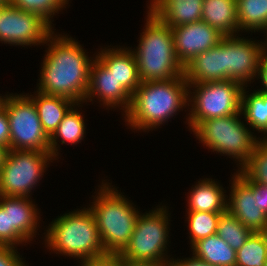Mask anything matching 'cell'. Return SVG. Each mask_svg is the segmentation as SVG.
Returning <instances> with one entry per match:
<instances>
[{
	"instance_id": "obj_1",
	"label": "cell",
	"mask_w": 267,
	"mask_h": 266,
	"mask_svg": "<svg viewBox=\"0 0 267 266\" xmlns=\"http://www.w3.org/2000/svg\"><path fill=\"white\" fill-rule=\"evenodd\" d=\"M53 34L54 31L45 42H49V47L44 55L37 91L65 97L81 104L88 90L90 68L94 59L88 58L74 38Z\"/></svg>"
},
{
	"instance_id": "obj_2",
	"label": "cell",
	"mask_w": 267,
	"mask_h": 266,
	"mask_svg": "<svg viewBox=\"0 0 267 266\" xmlns=\"http://www.w3.org/2000/svg\"><path fill=\"white\" fill-rule=\"evenodd\" d=\"M188 82L184 75L166 80L141 82L132 94L125 120L133 129H153L165 123L188 104Z\"/></svg>"
},
{
	"instance_id": "obj_3",
	"label": "cell",
	"mask_w": 267,
	"mask_h": 266,
	"mask_svg": "<svg viewBox=\"0 0 267 266\" xmlns=\"http://www.w3.org/2000/svg\"><path fill=\"white\" fill-rule=\"evenodd\" d=\"M147 14L143 35L137 50H133L141 81H166L184 75L175 53L172 28L151 10Z\"/></svg>"
},
{
	"instance_id": "obj_4",
	"label": "cell",
	"mask_w": 267,
	"mask_h": 266,
	"mask_svg": "<svg viewBox=\"0 0 267 266\" xmlns=\"http://www.w3.org/2000/svg\"><path fill=\"white\" fill-rule=\"evenodd\" d=\"M46 244L54 252L85 262L107 256L92 212L87 208L69 212L51 222Z\"/></svg>"
},
{
	"instance_id": "obj_5",
	"label": "cell",
	"mask_w": 267,
	"mask_h": 266,
	"mask_svg": "<svg viewBox=\"0 0 267 266\" xmlns=\"http://www.w3.org/2000/svg\"><path fill=\"white\" fill-rule=\"evenodd\" d=\"M100 188L89 210L95 218L105 252L119 254L129 243L140 214L125 196L108 183H103Z\"/></svg>"
},
{
	"instance_id": "obj_6",
	"label": "cell",
	"mask_w": 267,
	"mask_h": 266,
	"mask_svg": "<svg viewBox=\"0 0 267 266\" xmlns=\"http://www.w3.org/2000/svg\"><path fill=\"white\" fill-rule=\"evenodd\" d=\"M191 87L196 89L193 94L188 91L192 108L187 121L192 131L204 120L241 114L242 90L246 86L238 81L188 83V90Z\"/></svg>"
},
{
	"instance_id": "obj_7",
	"label": "cell",
	"mask_w": 267,
	"mask_h": 266,
	"mask_svg": "<svg viewBox=\"0 0 267 266\" xmlns=\"http://www.w3.org/2000/svg\"><path fill=\"white\" fill-rule=\"evenodd\" d=\"M240 115L204 120L193 132L208 149L237 159L241 168L252 155L259 138L245 127Z\"/></svg>"
},
{
	"instance_id": "obj_8",
	"label": "cell",
	"mask_w": 267,
	"mask_h": 266,
	"mask_svg": "<svg viewBox=\"0 0 267 266\" xmlns=\"http://www.w3.org/2000/svg\"><path fill=\"white\" fill-rule=\"evenodd\" d=\"M167 215L166 206L165 209L162 206L149 213L140 214L129 243L119 255L125 259L169 266L171 258H165L170 224Z\"/></svg>"
},
{
	"instance_id": "obj_9",
	"label": "cell",
	"mask_w": 267,
	"mask_h": 266,
	"mask_svg": "<svg viewBox=\"0 0 267 266\" xmlns=\"http://www.w3.org/2000/svg\"><path fill=\"white\" fill-rule=\"evenodd\" d=\"M6 95L10 150L50 151V137L43 130L34 102L25 95Z\"/></svg>"
},
{
	"instance_id": "obj_10",
	"label": "cell",
	"mask_w": 267,
	"mask_h": 266,
	"mask_svg": "<svg viewBox=\"0 0 267 266\" xmlns=\"http://www.w3.org/2000/svg\"><path fill=\"white\" fill-rule=\"evenodd\" d=\"M54 159L50 151L8 150L0 171V195L29 197Z\"/></svg>"
},
{
	"instance_id": "obj_11",
	"label": "cell",
	"mask_w": 267,
	"mask_h": 266,
	"mask_svg": "<svg viewBox=\"0 0 267 266\" xmlns=\"http://www.w3.org/2000/svg\"><path fill=\"white\" fill-rule=\"evenodd\" d=\"M52 32L39 15L23 11L12 4L0 10V41L12 45H38L46 42Z\"/></svg>"
},
{
	"instance_id": "obj_12",
	"label": "cell",
	"mask_w": 267,
	"mask_h": 266,
	"mask_svg": "<svg viewBox=\"0 0 267 266\" xmlns=\"http://www.w3.org/2000/svg\"><path fill=\"white\" fill-rule=\"evenodd\" d=\"M264 44L236 37L225 36V80H234L247 86L258 76ZM246 84V85H245Z\"/></svg>"
},
{
	"instance_id": "obj_13",
	"label": "cell",
	"mask_w": 267,
	"mask_h": 266,
	"mask_svg": "<svg viewBox=\"0 0 267 266\" xmlns=\"http://www.w3.org/2000/svg\"><path fill=\"white\" fill-rule=\"evenodd\" d=\"M227 211L252 232L267 226V215L258 203V183L247 180L239 171L233 175Z\"/></svg>"
},
{
	"instance_id": "obj_14",
	"label": "cell",
	"mask_w": 267,
	"mask_h": 266,
	"mask_svg": "<svg viewBox=\"0 0 267 266\" xmlns=\"http://www.w3.org/2000/svg\"><path fill=\"white\" fill-rule=\"evenodd\" d=\"M175 53L185 67L198 54L216 46L225 36L204 21L172 28Z\"/></svg>"
},
{
	"instance_id": "obj_15",
	"label": "cell",
	"mask_w": 267,
	"mask_h": 266,
	"mask_svg": "<svg viewBox=\"0 0 267 266\" xmlns=\"http://www.w3.org/2000/svg\"><path fill=\"white\" fill-rule=\"evenodd\" d=\"M95 96H98L102 104L107 107L123 105L125 113L129 110L132 97L121 85H118L112 71L97 56L90 68L89 85L84 102L92 101L91 98Z\"/></svg>"
},
{
	"instance_id": "obj_16",
	"label": "cell",
	"mask_w": 267,
	"mask_h": 266,
	"mask_svg": "<svg viewBox=\"0 0 267 266\" xmlns=\"http://www.w3.org/2000/svg\"><path fill=\"white\" fill-rule=\"evenodd\" d=\"M184 76L188 83L225 81V37L190 61L184 67Z\"/></svg>"
},
{
	"instance_id": "obj_17",
	"label": "cell",
	"mask_w": 267,
	"mask_h": 266,
	"mask_svg": "<svg viewBox=\"0 0 267 266\" xmlns=\"http://www.w3.org/2000/svg\"><path fill=\"white\" fill-rule=\"evenodd\" d=\"M113 73L121 85L131 96L141 84L136 58L128 48H110L96 55Z\"/></svg>"
},
{
	"instance_id": "obj_18",
	"label": "cell",
	"mask_w": 267,
	"mask_h": 266,
	"mask_svg": "<svg viewBox=\"0 0 267 266\" xmlns=\"http://www.w3.org/2000/svg\"><path fill=\"white\" fill-rule=\"evenodd\" d=\"M0 205L4 209H9L10 229L25 243L33 239L38 230L36 228H38L39 212L32 199L30 200L29 197L0 195Z\"/></svg>"
},
{
	"instance_id": "obj_19",
	"label": "cell",
	"mask_w": 267,
	"mask_h": 266,
	"mask_svg": "<svg viewBox=\"0 0 267 266\" xmlns=\"http://www.w3.org/2000/svg\"><path fill=\"white\" fill-rule=\"evenodd\" d=\"M150 4L149 10L171 28L202 19L203 0H152Z\"/></svg>"
},
{
	"instance_id": "obj_20",
	"label": "cell",
	"mask_w": 267,
	"mask_h": 266,
	"mask_svg": "<svg viewBox=\"0 0 267 266\" xmlns=\"http://www.w3.org/2000/svg\"><path fill=\"white\" fill-rule=\"evenodd\" d=\"M202 9L201 21L206 22L224 36L237 35L239 23L236 0H203Z\"/></svg>"
},
{
	"instance_id": "obj_21",
	"label": "cell",
	"mask_w": 267,
	"mask_h": 266,
	"mask_svg": "<svg viewBox=\"0 0 267 266\" xmlns=\"http://www.w3.org/2000/svg\"><path fill=\"white\" fill-rule=\"evenodd\" d=\"M200 181L190 192L188 211L226 212L228 200L225 198L224 189L212 179L206 178Z\"/></svg>"
},
{
	"instance_id": "obj_22",
	"label": "cell",
	"mask_w": 267,
	"mask_h": 266,
	"mask_svg": "<svg viewBox=\"0 0 267 266\" xmlns=\"http://www.w3.org/2000/svg\"><path fill=\"white\" fill-rule=\"evenodd\" d=\"M36 92L35 97L33 95L28 97L34 102L43 130L50 137L69 109L76 103L65 97Z\"/></svg>"
},
{
	"instance_id": "obj_23",
	"label": "cell",
	"mask_w": 267,
	"mask_h": 266,
	"mask_svg": "<svg viewBox=\"0 0 267 266\" xmlns=\"http://www.w3.org/2000/svg\"><path fill=\"white\" fill-rule=\"evenodd\" d=\"M193 257L211 266H235L237 253L217 233L191 246Z\"/></svg>"
},
{
	"instance_id": "obj_24",
	"label": "cell",
	"mask_w": 267,
	"mask_h": 266,
	"mask_svg": "<svg viewBox=\"0 0 267 266\" xmlns=\"http://www.w3.org/2000/svg\"><path fill=\"white\" fill-rule=\"evenodd\" d=\"M79 104L80 103L75 104L69 109L57 129L50 136V153L53 157L58 156L57 139L59 137L62 139V144H65V142L77 144L78 142H81L80 140H82L85 135L84 118L80 111L77 112L78 109L74 110V106L79 107Z\"/></svg>"
},
{
	"instance_id": "obj_25",
	"label": "cell",
	"mask_w": 267,
	"mask_h": 266,
	"mask_svg": "<svg viewBox=\"0 0 267 266\" xmlns=\"http://www.w3.org/2000/svg\"><path fill=\"white\" fill-rule=\"evenodd\" d=\"M246 91L242 90L241 114L244 115L245 121L253 129L267 134V93L253 91L246 95ZM267 139V136L263 137Z\"/></svg>"
},
{
	"instance_id": "obj_26",
	"label": "cell",
	"mask_w": 267,
	"mask_h": 266,
	"mask_svg": "<svg viewBox=\"0 0 267 266\" xmlns=\"http://www.w3.org/2000/svg\"><path fill=\"white\" fill-rule=\"evenodd\" d=\"M239 31L267 29V0H236Z\"/></svg>"
},
{
	"instance_id": "obj_27",
	"label": "cell",
	"mask_w": 267,
	"mask_h": 266,
	"mask_svg": "<svg viewBox=\"0 0 267 266\" xmlns=\"http://www.w3.org/2000/svg\"><path fill=\"white\" fill-rule=\"evenodd\" d=\"M236 253L235 266H267V245L261 232H252Z\"/></svg>"
},
{
	"instance_id": "obj_28",
	"label": "cell",
	"mask_w": 267,
	"mask_h": 266,
	"mask_svg": "<svg viewBox=\"0 0 267 266\" xmlns=\"http://www.w3.org/2000/svg\"><path fill=\"white\" fill-rule=\"evenodd\" d=\"M216 233L230 247L237 251L244 245L252 231L244 226L235 216L226 211L220 215Z\"/></svg>"
},
{
	"instance_id": "obj_29",
	"label": "cell",
	"mask_w": 267,
	"mask_h": 266,
	"mask_svg": "<svg viewBox=\"0 0 267 266\" xmlns=\"http://www.w3.org/2000/svg\"><path fill=\"white\" fill-rule=\"evenodd\" d=\"M260 139L248 161L238 171L249 181L267 185V139Z\"/></svg>"
},
{
	"instance_id": "obj_30",
	"label": "cell",
	"mask_w": 267,
	"mask_h": 266,
	"mask_svg": "<svg viewBox=\"0 0 267 266\" xmlns=\"http://www.w3.org/2000/svg\"><path fill=\"white\" fill-rule=\"evenodd\" d=\"M191 246L217 231L218 220L222 213L187 211Z\"/></svg>"
},
{
	"instance_id": "obj_31",
	"label": "cell",
	"mask_w": 267,
	"mask_h": 266,
	"mask_svg": "<svg viewBox=\"0 0 267 266\" xmlns=\"http://www.w3.org/2000/svg\"><path fill=\"white\" fill-rule=\"evenodd\" d=\"M69 0H11V4L23 11L35 13L50 26L51 19L60 9H64Z\"/></svg>"
},
{
	"instance_id": "obj_32",
	"label": "cell",
	"mask_w": 267,
	"mask_h": 266,
	"mask_svg": "<svg viewBox=\"0 0 267 266\" xmlns=\"http://www.w3.org/2000/svg\"><path fill=\"white\" fill-rule=\"evenodd\" d=\"M24 241L10 229L9 209L0 205V246L15 247Z\"/></svg>"
},
{
	"instance_id": "obj_33",
	"label": "cell",
	"mask_w": 267,
	"mask_h": 266,
	"mask_svg": "<svg viewBox=\"0 0 267 266\" xmlns=\"http://www.w3.org/2000/svg\"><path fill=\"white\" fill-rule=\"evenodd\" d=\"M15 248L0 246V266H23L25 264Z\"/></svg>"
},
{
	"instance_id": "obj_34",
	"label": "cell",
	"mask_w": 267,
	"mask_h": 266,
	"mask_svg": "<svg viewBox=\"0 0 267 266\" xmlns=\"http://www.w3.org/2000/svg\"><path fill=\"white\" fill-rule=\"evenodd\" d=\"M0 145L10 150L9 121L4 105L0 108Z\"/></svg>"
},
{
	"instance_id": "obj_35",
	"label": "cell",
	"mask_w": 267,
	"mask_h": 266,
	"mask_svg": "<svg viewBox=\"0 0 267 266\" xmlns=\"http://www.w3.org/2000/svg\"><path fill=\"white\" fill-rule=\"evenodd\" d=\"M81 266H119V259L116 255L108 254L102 258L82 262Z\"/></svg>"
},
{
	"instance_id": "obj_36",
	"label": "cell",
	"mask_w": 267,
	"mask_h": 266,
	"mask_svg": "<svg viewBox=\"0 0 267 266\" xmlns=\"http://www.w3.org/2000/svg\"><path fill=\"white\" fill-rule=\"evenodd\" d=\"M169 266H211L209 264H207L206 262H203L197 258H194L192 256V258H188V259H177V260H174L172 258V260L170 261V265Z\"/></svg>"
},
{
	"instance_id": "obj_37",
	"label": "cell",
	"mask_w": 267,
	"mask_h": 266,
	"mask_svg": "<svg viewBox=\"0 0 267 266\" xmlns=\"http://www.w3.org/2000/svg\"><path fill=\"white\" fill-rule=\"evenodd\" d=\"M257 77H260L259 79H261L262 85L264 86L258 91L267 93V57H262Z\"/></svg>"
},
{
	"instance_id": "obj_38",
	"label": "cell",
	"mask_w": 267,
	"mask_h": 266,
	"mask_svg": "<svg viewBox=\"0 0 267 266\" xmlns=\"http://www.w3.org/2000/svg\"><path fill=\"white\" fill-rule=\"evenodd\" d=\"M115 255L119 259V266H162L154 262L135 261V260L125 259L119 254H115Z\"/></svg>"
},
{
	"instance_id": "obj_39",
	"label": "cell",
	"mask_w": 267,
	"mask_h": 266,
	"mask_svg": "<svg viewBox=\"0 0 267 266\" xmlns=\"http://www.w3.org/2000/svg\"><path fill=\"white\" fill-rule=\"evenodd\" d=\"M258 203L260 209L267 215V185L258 183Z\"/></svg>"
},
{
	"instance_id": "obj_40",
	"label": "cell",
	"mask_w": 267,
	"mask_h": 266,
	"mask_svg": "<svg viewBox=\"0 0 267 266\" xmlns=\"http://www.w3.org/2000/svg\"><path fill=\"white\" fill-rule=\"evenodd\" d=\"M8 150L9 149L7 147L0 145V171L3 168L4 161H5L6 155L8 153Z\"/></svg>"
},
{
	"instance_id": "obj_41",
	"label": "cell",
	"mask_w": 267,
	"mask_h": 266,
	"mask_svg": "<svg viewBox=\"0 0 267 266\" xmlns=\"http://www.w3.org/2000/svg\"><path fill=\"white\" fill-rule=\"evenodd\" d=\"M261 234L263 235L267 245V226L261 231Z\"/></svg>"
},
{
	"instance_id": "obj_42",
	"label": "cell",
	"mask_w": 267,
	"mask_h": 266,
	"mask_svg": "<svg viewBox=\"0 0 267 266\" xmlns=\"http://www.w3.org/2000/svg\"><path fill=\"white\" fill-rule=\"evenodd\" d=\"M0 4L3 6L11 4V0H0Z\"/></svg>"
},
{
	"instance_id": "obj_43",
	"label": "cell",
	"mask_w": 267,
	"mask_h": 266,
	"mask_svg": "<svg viewBox=\"0 0 267 266\" xmlns=\"http://www.w3.org/2000/svg\"><path fill=\"white\" fill-rule=\"evenodd\" d=\"M266 31H267V29H266ZM265 33H267V32H265ZM267 35V34H266ZM267 38V37H266ZM267 40V39H266ZM266 44V47H265V45H264V47H263V56L262 57H267V43H265Z\"/></svg>"
},
{
	"instance_id": "obj_44",
	"label": "cell",
	"mask_w": 267,
	"mask_h": 266,
	"mask_svg": "<svg viewBox=\"0 0 267 266\" xmlns=\"http://www.w3.org/2000/svg\"><path fill=\"white\" fill-rule=\"evenodd\" d=\"M5 98L6 96L5 97L0 96V108L4 105Z\"/></svg>"
}]
</instances>
